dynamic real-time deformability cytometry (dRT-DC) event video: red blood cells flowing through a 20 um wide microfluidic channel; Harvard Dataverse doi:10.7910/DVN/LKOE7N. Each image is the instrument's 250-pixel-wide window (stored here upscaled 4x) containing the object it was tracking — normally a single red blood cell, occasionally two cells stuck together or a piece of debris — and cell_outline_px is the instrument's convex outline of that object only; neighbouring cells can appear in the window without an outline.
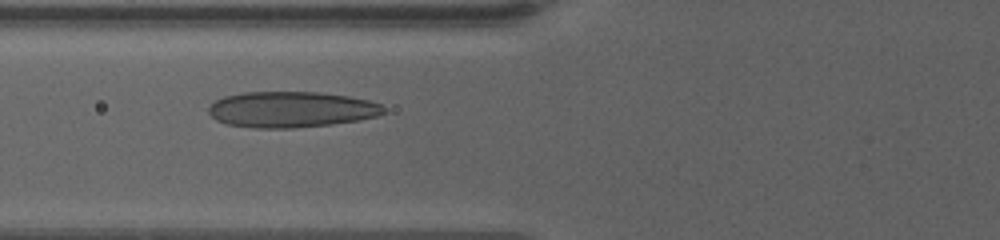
{"species": "human", "species_latin": "Homo sapiens", "temperature_condition": "warm", "stored_images_in_passage": 15, "camera_frame_rate_fps": 3000, "um_per_image_px": 0.085, "donor": {"sex": "female"}, "frame": {"image": 1, "passage_image": 3, "time_ms": 2.0, "image_size_px": [1000, 240], "cell_outline_px": [[384, 112], [376, 116], [356, 120], [332, 124], [292, 128], [256, 128], [228, 124], [216, 120], [208, 112], [208, 108], [216, 100], [224, 96], [244, 92], [320, 92], [348, 96], [368, 100], [380, 104], [384, 108]], "centroid_in_image_um": [24.73, 9.3], "position_along_channel_um": 101.1, "area_um2": 36.41}}
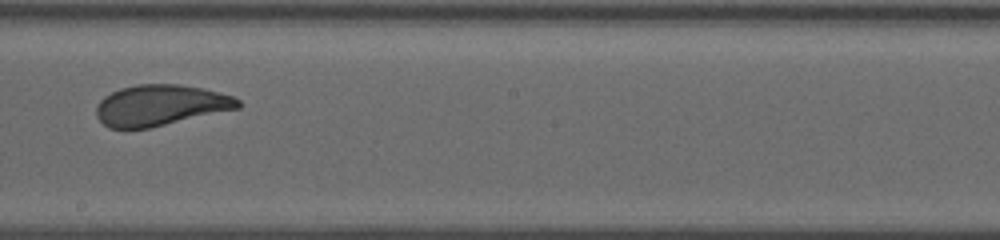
{"frame": {"image": 2, "passage_image": 9, "time_ms": 6.0, "image_size_px": [1000, 240], "cell_outline_px": [[240, 108], [148, 128], [108, 128], [96, 116], [96, 108], [100, 100], [104, 96], [120, 88], [136, 84], [180, 84], [204, 88], [232, 96], [240, 100]], "centroid_in_image_um": [13.63, 8.94], "position_along_channel_um": 234.6, "area_um2": 33.7}}
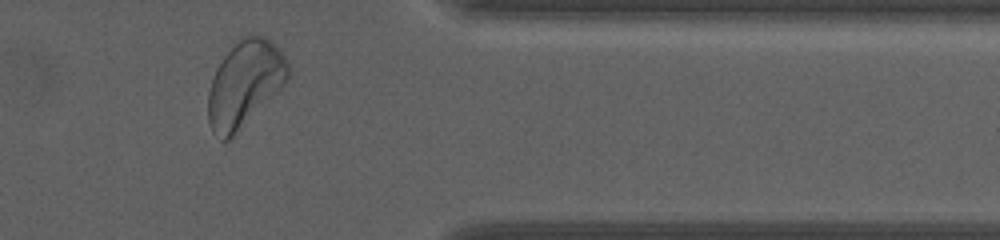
{"frame": {"image": 3, "passage_image": 15, "time_ms": 11.0, "image_size_px": [1000, 240], "cell_outline_px": [[292, 72], [288, 80], [228, 140], [220, 140], [212, 132], [208, 120], [208, 92], [216, 68], [224, 56], [244, 36], [264, 36], [276, 44], [280, 48]], "centroid_in_image_um": [20.81, 7.11], "position_along_channel_um": 390.6, "area_um2": 39.42}, "authors_computed_cell_mechanics": {"area_um2": 34.391, "velocity_mm_per_s": 3.336, "shape_relaxation_time_tau1_ms": 4.302, "shape_relaxation_time_tau2_ms": null, "deformation_change_tau1": 0.1451, "deformation_change_tau2": null}}